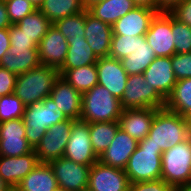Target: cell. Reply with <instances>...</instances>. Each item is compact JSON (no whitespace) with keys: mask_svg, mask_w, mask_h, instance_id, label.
<instances>
[{"mask_svg":"<svg viewBox=\"0 0 191 191\" xmlns=\"http://www.w3.org/2000/svg\"><path fill=\"white\" fill-rule=\"evenodd\" d=\"M59 76L57 68L40 64L17 75L14 94L25 106L42 102L50 97L54 82Z\"/></svg>","mask_w":191,"mask_h":191,"instance_id":"1","label":"cell"},{"mask_svg":"<svg viewBox=\"0 0 191 191\" xmlns=\"http://www.w3.org/2000/svg\"><path fill=\"white\" fill-rule=\"evenodd\" d=\"M67 119L50 97L42 102L27 105L23 114L26 139L35 149L48 128Z\"/></svg>","mask_w":191,"mask_h":191,"instance_id":"2","label":"cell"},{"mask_svg":"<svg viewBox=\"0 0 191 191\" xmlns=\"http://www.w3.org/2000/svg\"><path fill=\"white\" fill-rule=\"evenodd\" d=\"M162 152L147 136L139 141L124 169L130 184L161 179Z\"/></svg>","mask_w":191,"mask_h":191,"instance_id":"3","label":"cell"},{"mask_svg":"<svg viewBox=\"0 0 191 191\" xmlns=\"http://www.w3.org/2000/svg\"><path fill=\"white\" fill-rule=\"evenodd\" d=\"M120 100L102 85L82 93L80 121L86 123L118 121L122 113Z\"/></svg>","mask_w":191,"mask_h":191,"instance_id":"4","label":"cell"},{"mask_svg":"<svg viewBox=\"0 0 191 191\" xmlns=\"http://www.w3.org/2000/svg\"><path fill=\"white\" fill-rule=\"evenodd\" d=\"M147 137L164 152L190 138L186 118L166 108L159 109Z\"/></svg>","mask_w":191,"mask_h":191,"instance_id":"5","label":"cell"},{"mask_svg":"<svg viewBox=\"0 0 191 191\" xmlns=\"http://www.w3.org/2000/svg\"><path fill=\"white\" fill-rule=\"evenodd\" d=\"M161 179L176 189L191 184V137L162 152Z\"/></svg>","mask_w":191,"mask_h":191,"instance_id":"6","label":"cell"},{"mask_svg":"<svg viewBox=\"0 0 191 191\" xmlns=\"http://www.w3.org/2000/svg\"><path fill=\"white\" fill-rule=\"evenodd\" d=\"M123 110L143 108H165L166 100L153 88L146 84L143 74L129 75L120 100Z\"/></svg>","mask_w":191,"mask_h":191,"instance_id":"7","label":"cell"},{"mask_svg":"<svg viewBox=\"0 0 191 191\" xmlns=\"http://www.w3.org/2000/svg\"><path fill=\"white\" fill-rule=\"evenodd\" d=\"M74 122L73 119H67L48 128L34 149L40 163H50L63 157Z\"/></svg>","mask_w":191,"mask_h":191,"instance_id":"8","label":"cell"},{"mask_svg":"<svg viewBox=\"0 0 191 191\" xmlns=\"http://www.w3.org/2000/svg\"><path fill=\"white\" fill-rule=\"evenodd\" d=\"M63 156L86 166L98 161L90 141L89 123L80 120L73 123Z\"/></svg>","mask_w":191,"mask_h":191,"instance_id":"9","label":"cell"},{"mask_svg":"<svg viewBox=\"0 0 191 191\" xmlns=\"http://www.w3.org/2000/svg\"><path fill=\"white\" fill-rule=\"evenodd\" d=\"M145 37L156 57H172L175 54L172 15L167 12H158L152 19Z\"/></svg>","mask_w":191,"mask_h":191,"instance_id":"10","label":"cell"},{"mask_svg":"<svg viewBox=\"0 0 191 191\" xmlns=\"http://www.w3.org/2000/svg\"><path fill=\"white\" fill-rule=\"evenodd\" d=\"M49 164L56 177L58 187L67 191H87L91 166L73 162L64 156Z\"/></svg>","mask_w":191,"mask_h":191,"instance_id":"11","label":"cell"},{"mask_svg":"<svg viewBox=\"0 0 191 191\" xmlns=\"http://www.w3.org/2000/svg\"><path fill=\"white\" fill-rule=\"evenodd\" d=\"M130 181L124 169L95 162L89 171L87 191H129Z\"/></svg>","mask_w":191,"mask_h":191,"instance_id":"12","label":"cell"},{"mask_svg":"<svg viewBox=\"0 0 191 191\" xmlns=\"http://www.w3.org/2000/svg\"><path fill=\"white\" fill-rule=\"evenodd\" d=\"M33 150L26 139L23 118L0 123V156H22Z\"/></svg>","mask_w":191,"mask_h":191,"instance_id":"13","label":"cell"},{"mask_svg":"<svg viewBox=\"0 0 191 191\" xmlns=\"http://www.w3.org/2000/svg\"><path fill=\"white\" fill-rule=\"evenodd\" d=\"M98 84L104 86L110 93L121 100L126 87L128 74L120 60L110 56L100 57L96 62Z\"/></svg>","mask_w":191,"mask_h":191,"instance_id":"14","label":"cell"},{"mask_svg":"<svg viewBox=\"0 0 191 191\" xmlns=\"http://www.w3.org/2000/svg\"><path fill=\"white\" fill-rule=\"evenodd\" d=\"M68 46L66 38L52 24L38 45L40 63L59 70L65 62Z\"/></svg>","mask_w":191,"mask_h":191,"instance_id":"15","label":"cell"},{"mask_svg":"<svg viewBox=\"0 0 191 191\" xmlns=\"http://www.w3.org/2000/svg\"><path fill=\"white\" fill-rule=\"evenodd\" d=\"M146 84L153 88L166 100L177 83L172 70L171 57H156L143 72Z\"/></svg>","mask_w":191,"mask_h":191,"instance_id":"16","label":"cell"},{"mask_svg":"<svg viewBox=\"0 0 191 191\" xmlns=\"http://www.w3.org/2000/svg\"><path fill=\"white\" fill-rule=\"evenodd\" d=\"M137 145L138 141L119 128L109 147L100 155L98 161L107 166L125 169Z\"/></svg>","mask_w":191,"mask_h":191,"instance_id":"17","label":"cell"},{"mask_svg":"<svg viewBox=\"0 0 191 191\" xmlns=\"http://www.w3.org/2000/svg\"><path fill=\"white\" fill-rule=\"evenodd\" d=\"M38 163L35 150L22 156H0V177L14 190Z\"/></svg>","mask_w":191,"mask_h":191,"instance_id":"18","label":"cell"},{"mask_svg":"<svg viewBox=\"0 0 191 191\" xmlns=\"http://www.w3.org/2000/svg\"><path fill=\"white\" fill-rule=\"evenodd\" d=\"M50 98L68 119L80 120L82 93L59 76L54 82Z\"/></svg>","mask_w":191,"mask_h":191,"instance_id":"19","label":"cell"},{"mask_svg":"<svg viewBox=\"0 0 191 191\" xmlns=\"http://www.w3.org/2000/svg\"><path fill=\"white\" fill-rule=\"evenodd\" d=\"M157 13V10L136 7L113 24V34L132 37L143 36Z\"/></svg>","mask_w":191,"mask_h":191,"instance_id":"20","label":"cell"},{"mask_svg":"<svg viewBox=\"0 0 191 191\" xmlns=\"http://www.w3.org/2000/svg\"><path fill=\"white\" fill-rule=\"evenodd\" d=\"M112 26L95 18L85 10V38L95 55L107 57L110 53Z\"/></svg>","mask_w":191,"mask_h":191,"instance_id":"21","label":"cell"},{"mask_svg":"<svg viewBox=\"0 0 191 191\" xmlns=\"http://www.w3.org/2000/svg\"><path fill=\"white\" fill-rule=\"evenodd\" d=\"M158 110L156 108L122 110L118 120L119 126L139 142L148 135L152 120Z\"/></svg>","mask_w":191,"mask_h":191,"instance_id":"22","label":"cell"},{"mask_svg":"<svg viewBox=\"0 0 191 191\" xmlns=\"http://www.w3.org/2000/svg\"><path fill=\"white\" fill-rule=\"evenodd\" d=\"M58 187L49 163H38L13 191H54Z\"/></svg>","mask_w":191,"mask_h":191,"instance_id":"23","label":"cell"},{"mask_svg":"<svg viewBox=\"0 0 191 191\" xmlns=\"http://www.w3.org/2000/svg\"><path fill=\"white\" fill-rule=\"evenodd\" d=\"M40 64L38 48L13 49L10 46L0 60V67L16 75L25 73Z\"/></svg>","mask_w":191,"mask_h":191,"instance_id":"24","label":"cell"},{"mask_svg":"<svg viewBox=\"0 0 191 191\" xmlns=\"http://www.w3.org/2000/svg\"><path fill=\"white\" fill-rule=\"evenodd\" d=\"M156 58L154 50L146 40L145 35L136 37V48L129 56L120 60L128 75L143 74L146 68Z\"/></svg>","mask_w":191,"mask_h":191,"instance_id":"25","label":"cell"},{"mask_svg":"<svg viewBox=\"0 0 191 191\" xmlns=\"http://www.w3.org/2000/svg\"><path fill=\"white\" fill-rule=\"evenodd\" d=\"M134 8L136 6L132 0H104L90 7L88 12L95 18L113 26L116 21Z\"/></svg>","mask_w":191,"mask_h":191,"instance_id":"26","label":"cell"},{"mask_svg":"<svg viewBox=\"0 0 191 191\" xmlns=\"http://www.w3.org/2000/svg\"><path fill=\"white\" fill-rule=\"evenodd\" d=\"M68 51L65 62L60 69H75L96 64L99 59L86 42V38L68 39Z\"/></svg>","mask_w":191,"mask_h":191,"instance_id":"27","label":"cell"},{"mask_svg":"<svg viewBox=\"0 0 191 191\" xmlns=\"http://www.w3.org/2000/svg\"><path fill=\"white\" fill-rule=\"evenodd\" d=\"M59 74L80 93H85L98 84L96 64L75 69H59Z\"/></svg>","mask_w":191,"mask_h":191,"instance_id":"28","label":"cell"},{"mask_svg":"<svg viewBox=\"0 0 191 191\" xmlns=\"http://www.w3.org/2000/svg\"><path fill=\"white\" fill-rule=\"evenodd\" d=\"M165 108L184 117L191 113V78L177 80Z\"/></svg>","mask_w":191,"mask_h":191,"instance_id":"29","label":"cell"},{"mask_svg":"<svg viewBox=\"0 0 191 191\" xmlns=\"http://www.w3.org/2000/svg\"><path fill=\"white\" fill-rule=\"evenodd\" d=\"M119 128L118 121L89 123L90 141L98 158L109 147Z\"/></svg>","mask_w":191,"mask_h":191,"instance_id":"30","label":"cell"},{"mask_svg":"<svg viewBox=\"0 0 191 191\" xmlns=\"http://www.w3.org/2000/svg\"><path fill=\"white\" fill-rule=\"evenodd\" d=\"M39 10L54 24L67 16L85 10L82 0H44Z\"/></svg>","mask_w":191,"mask_h":191,"instance_id":"31","label":"cell"},{"mask_svg":"<svg viewBox=\"0 0 191 191\" xmlns=\"http://www.w3.org/2000/svg\"><path fill=\"white\" fill-rule=\"evenodd\" d=\"M20 30L31 38V40L39 45L40 40L45 36L52 23L39 10L27 15L20 22L16 23Z\"/></svg>","mask_w":191,"mask_h":191,"instance_id":"32","label":"cell"},{"mask_svg":"<svg viewBox=\"0 0 191 191\" xmlns=\"http://www.w3.org/2000/svg\"><path fill=\"white\" fill-rule=\"evenodd\" d=\"M53 25L62 33L66 40L85 38V10L62 18Z\"/></svg>","mask_w":191,"mask_h":191,"instance_id":"33","label":"cell"},{"mask_svg":"<svg viewBox=\"0 0 191 191\" xmlns=\"http://www.w3.org/2000/svg\"><path fill=\"white\" fill-rule=\"evenodd\" d=\"M25 105L13 93L0 97V123L12 119L23 118Z\"/></svg>","mask_w":191,"mask_h":191,"instance_id":"34","label":"cell"},{"mask_svg":"<svg viewBox=\"0 0 191 191\" xmlns=\"http://www.w3.org/2000/svg\"><path fill=\"white\" fill-rule=\"evenodd\" d=\"M172 35L174 37L175 53L191 52V27L181 23L172 16Z\"/></svg>","mask_w":191,"mask_h":191,"instance_id":"35","label":"cell"},{"mask_svg":"<svg viewBox=\"0 0 191 191\" xmlns=\"http://www.w3.org/2000/svg\"><path fill=\"white\" fill-rule=\"evenodd\" d=\"M136 37L112 34L109 56L121 60L133 53Z\"/></svg>","mask_w":191,"mask_h":191,"instance_id":"36","label":"cell"},{"mask_svg":"<svg viewBox=\"0 0 191 191\" xmlns=\"http://www.w3.org/2000/svg\"><path fill=\"white\" fill-rule=\"evenodd\" d=\"M11 24L20 22L36 8L27 0H4Z\"/></svg>","mask_w":191,"mask_h":191,"instance_id":"37","label":"cell"},{"mask_svg":"<svg viewBox=\"0 0 191 191\" xmlns=\"http://www.w3.org/2000/svg\"><path fill=\"white\" fill-rule=\"evenodd\" d=\"M172 70L177 80L191 78V52L174 54L171 57Z\"/></svg>","mask_w":191,"mask_h":191,"instance_id":"38","label":"cell"},{"mask_svg":"<svg viewBox=\"0 0 191 191\" xmlns=\"http://www.w3.org/2000/svg\"><path fill=\"white\" fill-rule=\"evenodd\" d=\"M8 30L10 46H12L13 49L38 48V45L34 43L29 36L23 33L16 24H12Z\"/></svg>","mask_w":191,"mask_h":191,"instance_id":"39","label":"cell"},{"mask_svg":"<svg viewBox=\"0 0 191 191\" xmlns=\"http://www.w3.org/2000/svg\"><path fill=\"white\" fill-rule=\"evenodd\" d=\"M129 191H177V189L167 184L163 179H159L132 183L130 184Z\"/></svg>","mask_w":191,"mask_h":191,"instance_id":"40","label":"cell"},{"mask_svg":"<svg viewBox=\"0 0 191 191\" xmlns=\"http://www.w3.org/2000/svg\"><path fill=\"white\" fill-rule=\"evenodd\" d=\"M17 75L0 67V97L14 93Z\"/></svg>","mask_w":191,"mask_h":191,"instance_id":"41","label":"cell"},{"mask_svg":"<svg viewBox=\"0 0 191 191\" xmlns=\"http://www.w3.org/2000/svg\"><path fill=\"white\" fill-rule=\"evenodd\" d=\"M169 13L181 23L191 27V0H183Z\"/></svg>","mask_w":191,"mask_h":191,"instance_id":"42","label":"cell"},{"mask_svg":"<svg viewBox=\"0 0 191 191\" xmlns=\"http://www.w3.org/2000/svg\"><path fill=\"white\" fill-rule=\"evenodd\" d=\"M10 36L8 29H0V60L8 52Z\"/></svg>","mask_w":191,"mask_h":191,"instance_id":"43","label":"cell"},{"mask_svg":"<svg viewBox=\"0 0 191 191\" xmlns=\"http://www.w3.org/2000/svg\"><path fill=\"white\" fill-rule=\"evenodd\" d=\"M157 1V11L167 12L172 11L178 4L183 0H156Z\"/></svg>","mask_w":191,"mask_h":191,"instance_id":"44","label":"cell"},{"mask_svg":"<svg viewBox=\"0 0 191 191\" xmlns=\"http://www.w3.org/2000/svg\"><path fill=\"white\" fill-rule=\"evenodd\" d=\"M11 21L6 10L4 0H0V29H9Z\"/></svg>","mask_w":191,"mask_h":191,"instance_id":"45","label":"cell"},{"mask_svg":"<svg viewBox=\"0 0 191 191\" xmlns=\"http://www.w3.org/2000/svg\"><path fill=\"white\" fill-rule=\"evenodd\" d=\"M136 7H145L148 9L157 10L156 0H132Z\"/></svg>","mask_w":191,"mask_h":191,"instance_id":"46","label":"cell"},{"mask_svg":"<svg viewBox=\"0 0 191 191\" xmlns=\"http://www.w3.org/2000/svg\"><path fill=\"white\" fill-rule=\"evenodd\" d=\"M104 0H82L83 7L85 10H88L90 7H92L95 4H98Z\"/></svg>","mask_w":191,"mask_h":191,"instance_id":"47","label":"cell"},{"mask_svg":"<svg viewBox=\"0 0 191 191\" xmlns=\"http://www.w3.org/2000/svg\"><path fill=\"white\" fill-rule=\"evenodd\" d=\"M0 191H13V189L0 177Z\"/></svg>","mask_w":191,"mask_h":191,"instance_id":"48","label":"cell"},{"mask_svg":"<svg viewBox=\"0 0 191 191\" xmlns=\"http://www.w3.org/2000/svg\"><path fill=\"white\" fill-rule=\"evenodd\" d=\"M27 1L30 2L36 9H39L44 0H27Z\"/></svg>","mask_w":191,"mask_h":191,"instance_id":"49","label":"cell"},{"mask_svg":"<svg viewBox=\"0 0 191 191\" xmlns=\"http://www.w3.org/2000/svg\"><path fill=\"white\" fill-rule=\"evenodd\" d=\"M186 122H187V127L189 129V135L191 137V113L185 116Z\"/></svg>","mask_w":191,"mask_h":191,"instance_id":"50","label":"cell"},{"mask_svg":"<svg viewBox=\"0 0 191 191\" xmlns=\"http://www.w3.org/2000/svg\"><path fill=\"white\" fill-rule=\"evenodd\" d=\"M177 191H191V186H184L177 189Z\"/></svg>","mask_w":191,"mask_h":191,"instance_id":"51","label":"cell"},{"mask_svg":"<svg viewBox=\"0 0 191 191\" xmlns=\"http://www.w3.org/2000/svg\"><path fill=\"white\" fill-rule=\"evenodd\" d=\"M54 191H67V190H65L64 188H61V187H57Z\"/></svg>","mask_w":191,"mask_h":191,"instance_id":"52","label":"cell"}]
</instances>
